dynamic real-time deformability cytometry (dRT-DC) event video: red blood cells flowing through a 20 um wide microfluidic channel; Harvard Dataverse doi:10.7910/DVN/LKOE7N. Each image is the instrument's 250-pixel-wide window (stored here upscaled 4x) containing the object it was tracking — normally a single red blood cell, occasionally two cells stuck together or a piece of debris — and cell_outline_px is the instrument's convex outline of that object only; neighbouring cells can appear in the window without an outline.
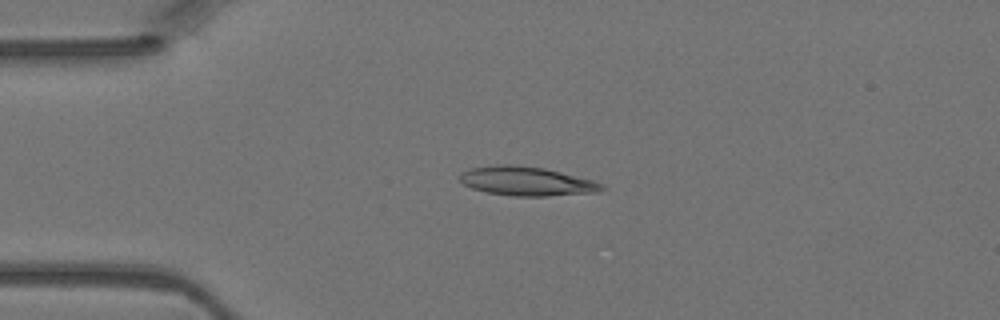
{"species": "Egyptian fruit bat (a non-hibernating species)", "species_latin": "Rousettus aegyptiacus", "temperature_condition": "warm", "stored_images_in_passage": 5, "camera_frame_rate_fps": 3000, "um_per_image_px": 0.085, "animal": {"sex": "female"}, "frame": {"image": 1, "passage_image": 3, "time_ms": 0.667, "image_size_px": [1000, 320], "cell_outline_px": [[608, 188], [600, 192], [548, 196], [512, 196], [488, 192], [472, 188], [464, 184], [460, 180], [460, 172], [472, 168], [496, 164], [512, 164], [544, 168], [592, 180], [604, 184]], "centroid_in_image_um": [44.8, 15.4], "position_along_channel_um": 40.2, "area_um2": 24.1}}
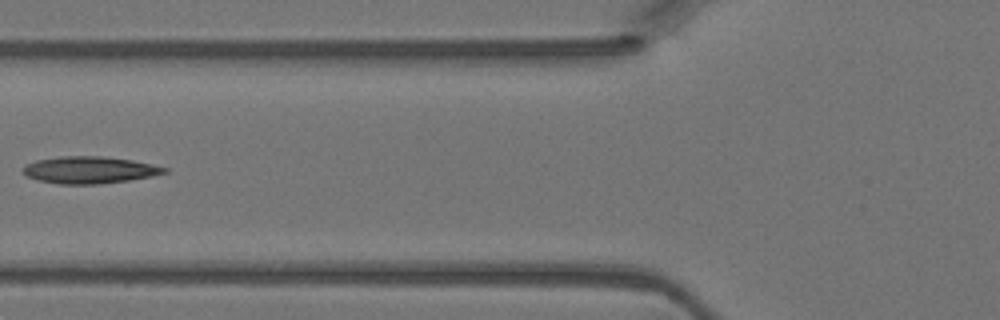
{"frame": {"image": 2, "passage_image": 5, "time_ms": 1.333, "image_size_px": [1000, 320], "cell_outline_px": [[168, 172], [152, 176], [128, 180], [100, 184], [60, 184], [40, 180], [28, 176], [20, 172], [20, 168], [24, 164], [36, 160], [60, 156], [100, 156], [132, 160], [152, 164], [168, 168]], "centroid_in_image_um": [7.57, 14.44], "position_along_channel_um": 118.2, "area_um2": 22.31}}